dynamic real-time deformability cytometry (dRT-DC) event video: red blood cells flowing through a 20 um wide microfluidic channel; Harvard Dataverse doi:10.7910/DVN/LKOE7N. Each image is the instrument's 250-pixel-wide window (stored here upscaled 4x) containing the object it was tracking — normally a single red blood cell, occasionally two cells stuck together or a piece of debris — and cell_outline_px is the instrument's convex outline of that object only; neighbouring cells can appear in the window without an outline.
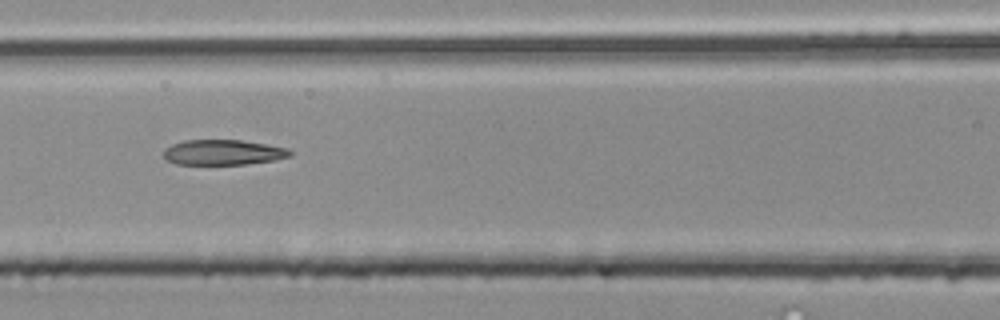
{"species": "common noctule bat (a hibernating species)", "species_latin": "Nyctalus noctula", "temperature_condition": "room temperature", "stored_images_in_passage": 5, "camera_frame_rate_fps": 3000, "um_per_image_px": 0.085, "animal": {"sex": "male", "body_mass_g": 20.4}, "frame": {"image": 1, "passage_image": 4, "time_ms": 1.0, "image_size_px": [1000, 320], "cell_outline_px": [[292, 156], [276, 160], [244, 164], [176, 164], [168, 160], [164, 156], [164, 152], [172, 144], [184, 140], [240, 140], [268, 144], [288, 148], [292, 152]], "centroid_in_image_um": [19.03, 12.95], "position_along_channel_um": 147.6, "area_um2": 18.55}}
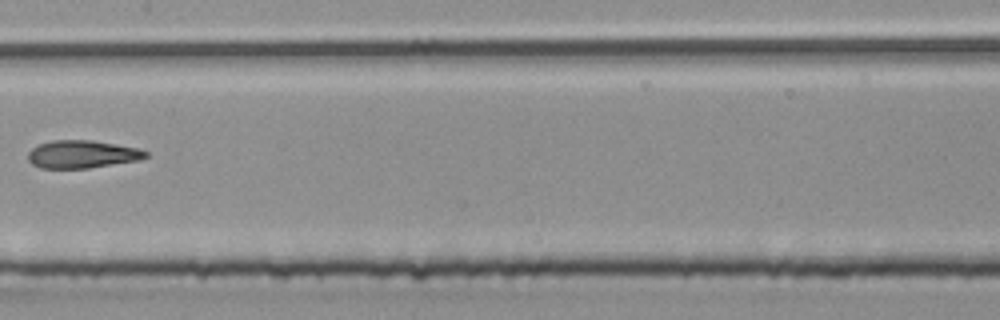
{"frame": {"image": 2, "passage_image": 5, "time_ms": 1.333, "image_size_px": [1000, 320], "cell_outline_px": [[148, 156], [136, 160], [88, 168], [40, 168], [32, 164], [28, 160], [28, 152], [32, 148], [40, 144], [52, 140], [92, 140], [140, 148], [148, 152]], "centroid_in_image_um": [6.96, 13.1], "position_along_channel_um": 200.4, "area_um2": 18.96}}